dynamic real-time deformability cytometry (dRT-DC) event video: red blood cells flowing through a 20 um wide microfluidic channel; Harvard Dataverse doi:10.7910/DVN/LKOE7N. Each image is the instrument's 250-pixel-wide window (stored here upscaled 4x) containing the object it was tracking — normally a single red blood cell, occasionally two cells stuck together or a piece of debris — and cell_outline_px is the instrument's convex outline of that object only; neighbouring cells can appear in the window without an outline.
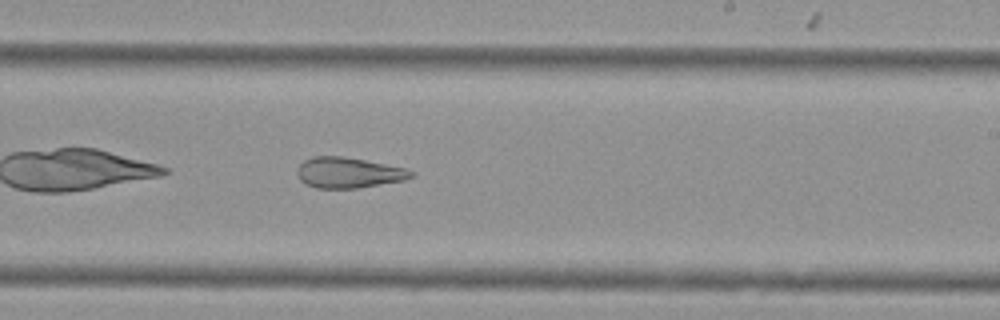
{"species": "Egyptian fruit bat (a non-hibernating species)", "species_latin": "Rousettus aegyptiacus", "temperature_condition": "cold", "stored_images_in_passage": 39, "camera_frame_rate_fps": 3000, "um_per_image_px": 0.085, "animal": {"sex": "female"}, "frame": {"image": 1, "passage_image": 17, "time_ms": 5.333, "image_size_px": [1000, 320], "cell_outline_px": [[416, 176], [404, 180], [356, 188], [316, 188], [304, 184], [300, 180], [296, 172], [300, 164], [304, 160], [312, 156], [340, 156], [364, 160], [404, 168], [416, 172]], "centroid_in_image_um": [29.6, 14.68], "position_along_channel_um": 259.4, "area_um2": 20.29}}
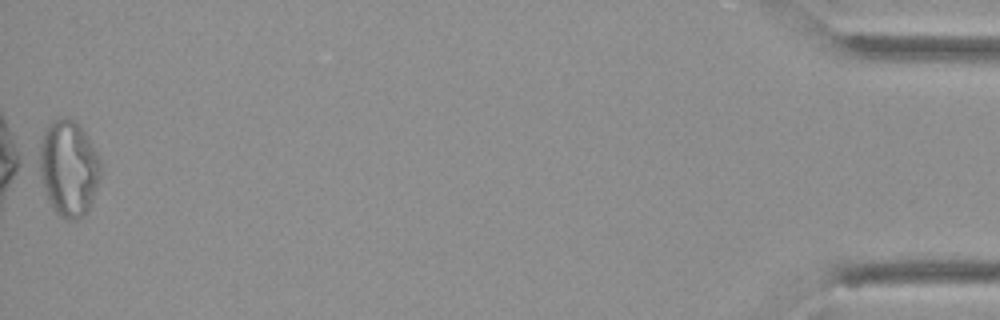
{"frame": {"image": 2, "passage_image": 39, "time_ms": 12.667, "image_size_px": [1000, 320], "cell_outline_px": [[100, 176], [92, 200], [88, 208], [76, 220], [64, 220], [52, 208], [48, 200], [32, 164], [32, 160], [40, 140], [48, 124], [52, 120], [60, 116], [72, 120], [80, 124], [100, 156]], "centroid_in_image_um": [5.72, 14.25], "position_along_channel_um": 429.5, "area_um2": 35.72}, "authors_computed_cell_mechanics": {"area_um2": 22.9466, "velocity_mm_per_s": 3.5991, "shape_relaxation_time_tau1_ms": null, "shape_relaxation_time_tau2_ms": 3.3425, "deformation_change_tau1": null, "deformation_change_tau2": 0.1315}}